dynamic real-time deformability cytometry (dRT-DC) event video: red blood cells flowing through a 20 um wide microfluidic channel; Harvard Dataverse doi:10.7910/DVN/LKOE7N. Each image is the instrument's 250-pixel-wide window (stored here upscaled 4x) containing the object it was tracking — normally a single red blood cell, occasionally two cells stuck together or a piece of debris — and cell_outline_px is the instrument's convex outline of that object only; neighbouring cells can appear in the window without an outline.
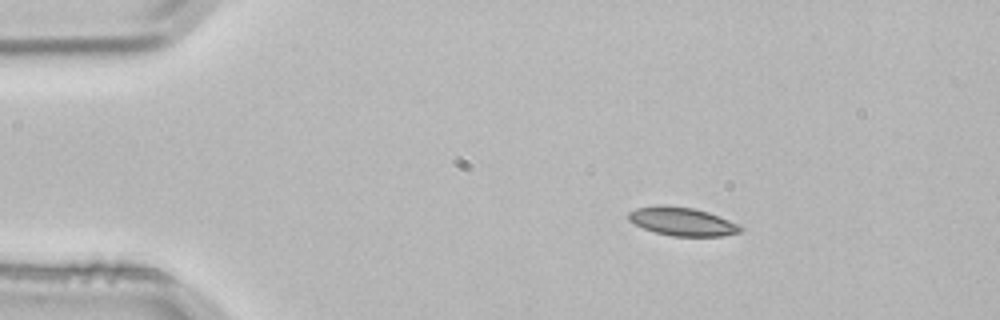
{"species": "common noctule bat (a hibernating species)", "species_latin": "Nyctalus noctula", "temperature_condition": "room temperature", "stored_images_in_passage": 3, "camera_frame_rate_fps": 3000, "um_per_image_px": 0.085, "animal": {"sex": "male", "body_mass_g": 21.5, "forearm_length_mm": 52.0}, "frame": {"image": 1, "passage_image": 1, "time_ms": 0.0, "image_size_px": [1000, 320], "cell_outline_px": [[744, 228], [740, 232], [720, 236], [672, 236], [656, 232], [644, 228], [628, 220], [628, 212], [636, 208], [660, 204], [664, 204], [692, 208], [708, 212], [740, 224]], "centroid_in_image_um": [57.99, 18.82], "position_along_channel_um": 27.0, "area_um2": 18.55}}
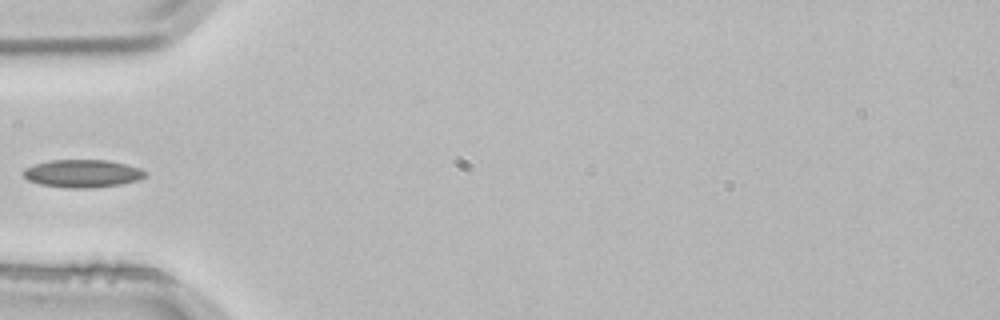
{"frame": {"image": 2, "passage_image": 3, "time_ms": 0.667, "image_size_px": [1000, 320], "cell_outline_px": [[148, 176], [140, 180], [120, 184], [92, 188], [64, 188], [40, 184], [28, 180], [20, 172], [24, 168], [36, 164], [52, 160], [108, 160], [140, 168], [148, 172]], "centroid_in_image_um": [7.03, 14.75], "position_along_channel_um": 78.0, "area_um2": 19.94}}